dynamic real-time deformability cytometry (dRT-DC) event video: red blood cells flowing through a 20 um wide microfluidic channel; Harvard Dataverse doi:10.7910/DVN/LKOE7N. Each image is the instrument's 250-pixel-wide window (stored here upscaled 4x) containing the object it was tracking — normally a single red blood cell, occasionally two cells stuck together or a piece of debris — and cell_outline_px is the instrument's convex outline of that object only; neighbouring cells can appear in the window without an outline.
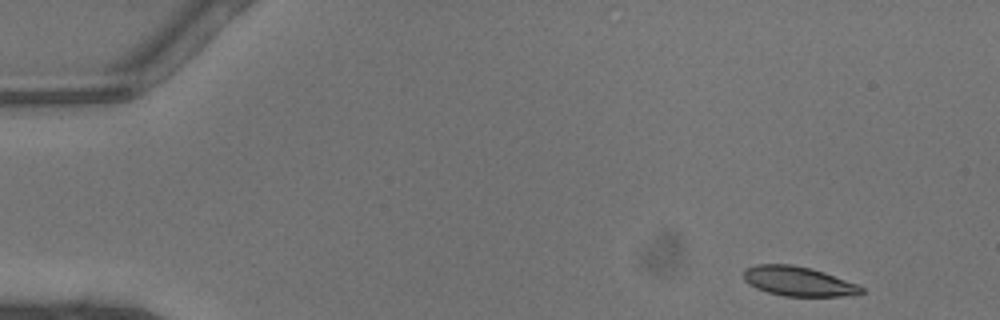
{"species": "common noctule bat (a hibernating species)", "species_latin": "Nyctalus noctula", "temperature_condition": "warm", "stored_images_in_passage": 37, "camera_frame_rate_fps": 3000, "um_per_image_px": 0.085, "animal": {"sex": "male", "body_mass_g": 13.3}, "frame": {"image": 1, "passage_image": 1, "time_ms": 0.0, "image_size_px": [1000, 320], "cell_outline_px": [[864, 292], [844, 296], [784, 296], [768, 292], [756, 288], [748, 284], [744, 280], [744, 268], [756, 264], [792, 264], [812, 268], [824, 272], [856, 284], [864, 288]], "centroid_in_image_um": [67.81, 23.9], "position_along_channel_um": 17.2, "area_um2": 20.23}}
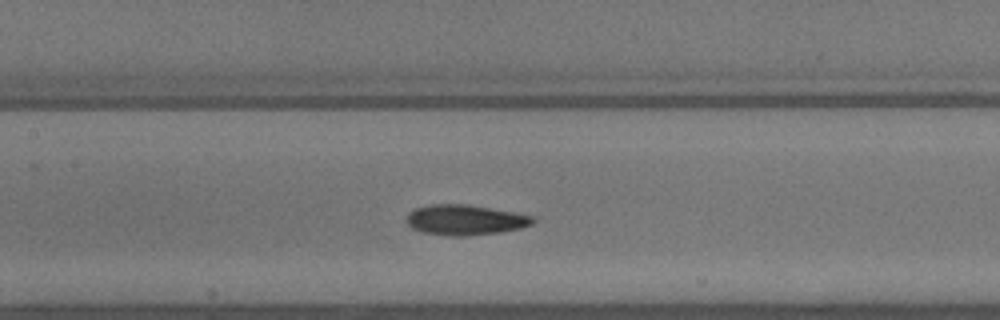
{"frame": {"image": 2, "passage_image": 19, "time_ms": 6.0, "image_size_px": [1000, 320], "cell_outline_px": [[536, 220], [532, 224], [520, 228], [500, 232], [468, 236], [452, 236], [424, 232], [412, 228], [408, 224], [408, 212], [416, 208], [428, 204], [468, 204], [536, 216]], "centroid_in_image_um": [39.57, 18.68], "position_along_channel_um": 167.8, "area_um2": 22.31}}
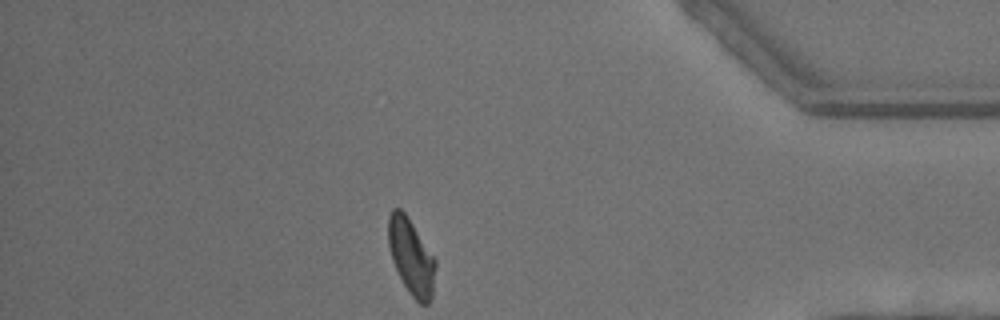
{"frame": {"image": 3, "passage_image": 37, "time_ms": 12.0, "image_size_px": [1000, 320], "cell_outline_px": [[436, 264], [432, 296], [428, 304], [420, 304], [408, 292], [392, 260], [388, 244], [388, 216], [392, 208], [400, 208], [404, 212], [436, 260]], "centroid_in_image_um": [34.94, 21.83], "position_along_channel_um": 400.3, "area_um2": 20.58}, "authors_computed_cell_mechanics": {"area_um2": 21.5016, "velocity_mm_per_s": 4.4897, "shape_relaxation_time_tau1_ms": 4.0166, "shape_relaxation_time_tau2_ms": 2.19, "deformation_change_tau1": 0.1354, "deformation_change_tau2": 0.0908}}